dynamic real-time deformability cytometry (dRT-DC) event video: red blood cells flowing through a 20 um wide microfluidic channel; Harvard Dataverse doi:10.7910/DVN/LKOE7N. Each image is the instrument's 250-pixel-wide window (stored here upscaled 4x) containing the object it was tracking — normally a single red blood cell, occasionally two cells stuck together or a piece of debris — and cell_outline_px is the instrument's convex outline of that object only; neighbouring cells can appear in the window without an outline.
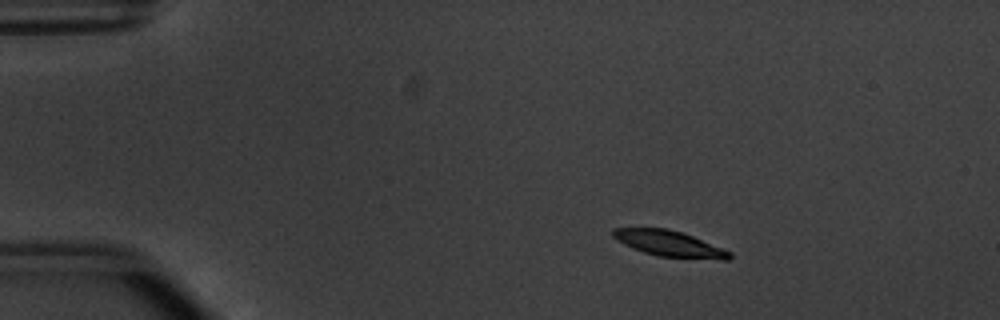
{"species": "common noctule bat (a hibernating species)", "species_latin": "Nyctalus noctula", "temperature_condition": "warm", "stored_images_in_passage": 49, "camera_frame_rate_fps": 3000, "um_per_image_px": 0.085, "animal": {"sex": "male", "body_mass_g": 20.1, "forearm_length_mm": 53.5}, "frame": {"image": 1, "passage_image": 4, "time_ms": 1.0, "image_size_px": [1000, 320], "cell_outline_px": [[732, 256], [728, 260], [720, 260], [660, 256], [644, 252], [632, 248], [616, 240], [612, 236], [612, 228], [668, 228], [692, 236], [732, 252]], "centroid_in_image_um": [56.89, 20.71], "position_along_channel_um": 28.1, "area_um2": 17.46}}
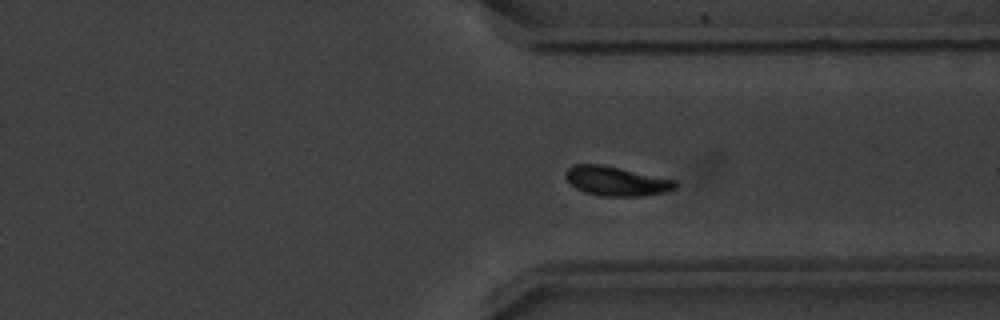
{"frame": {"image": 2, "passage_image": 36, "time_ms": 11.667, "image_size_px": [1000, 320], "cell_outline_px": [[676, 188], [664, 192], [644, 196], [600, 196], [584, 192], [576, 188], [564, 176], [564, 172], [572, 164], [604, 164], [676, 180]], "centroid_in_image_um": [52.36, 15.38], "position_along_channel_um": 359.0, "area_um2": 18.9}}
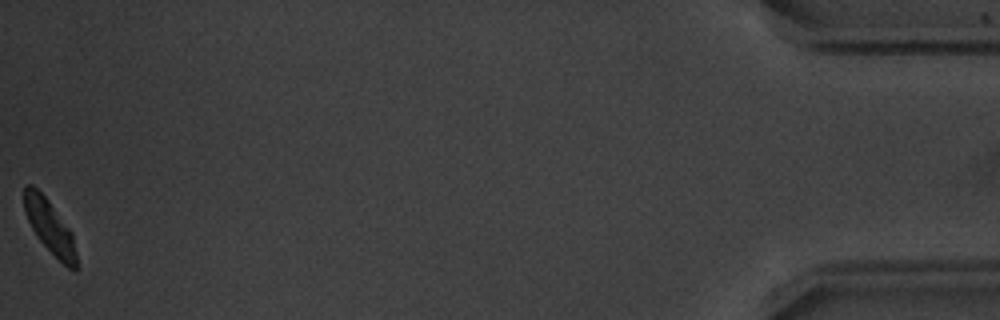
{"frame": {"image": 3, "passage_image": 49, "time_ms": 16.0, "image_size_px": [1000, 320], "cell_outline_px": [[80, 268], [76, 272], [72, 272], [36, 236], [24, 212], [24, 184], [32, 184], [48, 200], [72, 232]], "centroid_in_image_um": [4.27, 19.32], "position_along_channel_um": 430.9, "area_um2": 16.42}, "authors_computed_cell_mechanics": {"area_um2": 18.3226, "velocity_mm_per_s": 3.7595, "shape_relaxation_time_tau1_ms": 2.5724, "shape_relaxation_time_tau2_ms": null, "deformation_change_tau1": 0.1558, "deformation_change_tau2": null}}